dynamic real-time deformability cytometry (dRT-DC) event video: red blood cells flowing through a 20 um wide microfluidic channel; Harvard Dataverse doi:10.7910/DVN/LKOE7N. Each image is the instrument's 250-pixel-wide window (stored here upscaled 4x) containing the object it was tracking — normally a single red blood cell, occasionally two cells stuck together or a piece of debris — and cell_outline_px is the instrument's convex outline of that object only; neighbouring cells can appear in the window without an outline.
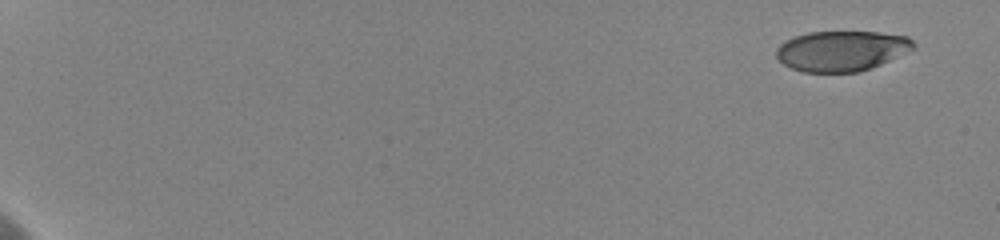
{"species": "human", "species_latin": "Homo sapiens", "temperature_condition": "cold", "stored_images_in_passage": 7, "camera_frame_rate_fps": 3000, "um_per_image_px": 0.085, "donor": {"sex": "female"}, "frame": {"image": 1, "passage_image": 1, "time_ms": 0.0, "image_size_px": [1000, 240], "cell_outline_px": [[916, 48], [880, 64], [856, 72], [804, 72], [792, 68], [784, 64], [776, 56], [776, 48], [780, 44], [796, 36], [808, 32], [880, 32], [908, 36], [916, 44]], "centroid_in_image_um": [71.56, 4.31], "position_along_channel_um": 13.4, "area_um2": 32.02}}
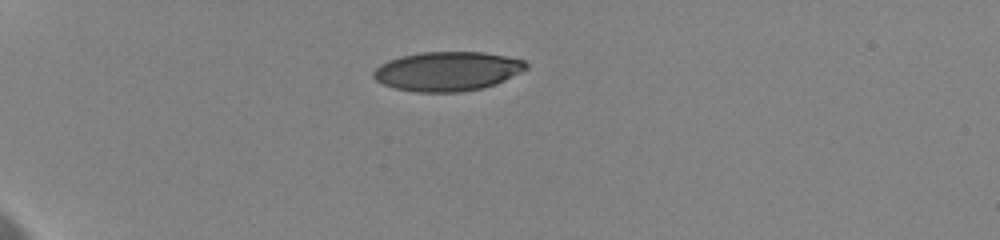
{"frame": {"image": 2, "passage_image": 5, "time_ms": 5.0, "image_size_px": [1000, 240], "cell_outline_px": [[528, 68], [496, 84], [484, 88], [460, 92], [416, 92], [396, 88], [384, 84], [376, 80], [372, 76], [372, 72], [380, 64], [388, 60], [400, 56], [420, 52], [484, 52], [508, 56], [524, 60], [528, 64]], "centroid_in_image_um": [38.03, 6.05], "position_along_channel_um": 47.0, "area_um2": 35.08}}